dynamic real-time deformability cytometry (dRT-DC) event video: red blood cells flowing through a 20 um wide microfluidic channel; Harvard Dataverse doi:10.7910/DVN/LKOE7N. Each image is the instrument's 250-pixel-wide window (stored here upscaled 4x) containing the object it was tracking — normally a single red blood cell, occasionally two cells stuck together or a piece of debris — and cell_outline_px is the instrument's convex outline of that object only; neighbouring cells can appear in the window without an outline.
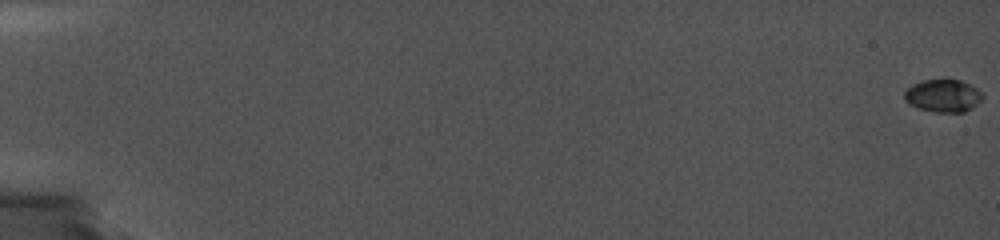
{"species": "common noctule bat (a hibernating species)", "species_latin": "Nyctalus noctula", "temperature_condition": "cold", "stored_images_in_passage": 43, "camera_frame_rate_fps": 5000, "um_per_image_px": 0.085, "animal": {"sex": "female", "body_mass_g": 19.0, "forearm_length_mm": 56.7}, "frame": {"image": 1, "passage_image": 1, "time_ms": 0.0, "image_size_px": [1000, 240], "cell_outline_px": [[984, 96], [976, 104], [964, 112], [936, 112], [920, 108], [904, 100], [904, 92], [912, 84], [924, 80], [944, 76], [960, 80], [976, 88]], "centroid_in_image_um": [80.15, 8.08], "position_along_channel_um": 4.9, "area_um2": 15.03}}
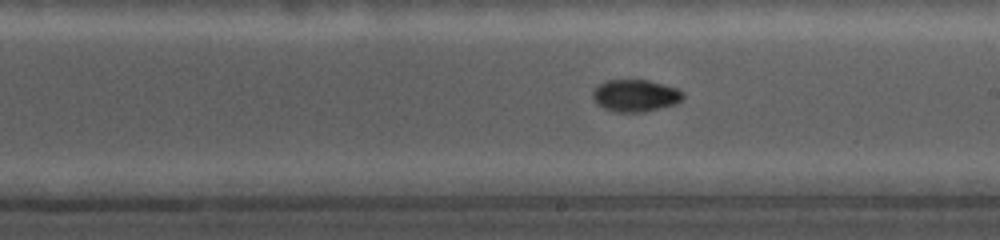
{"frame": {"image": 2, "passage_image": 29, "time_ms": 11.8, "image_size_px": [1000, 240], "cell_outline_px": [[684, 96], [676, 104], [644, 112], [616, 112], [604, 108], [596, 104], [592, 96], [592, 92], [604, 80], [648, 80], [664, 84], [676, 88], [684, 92]], "centroid_in_image_um": [54.0, 8.13], "position_along_channel_um": 235.0, "area_um2": 16.94}}
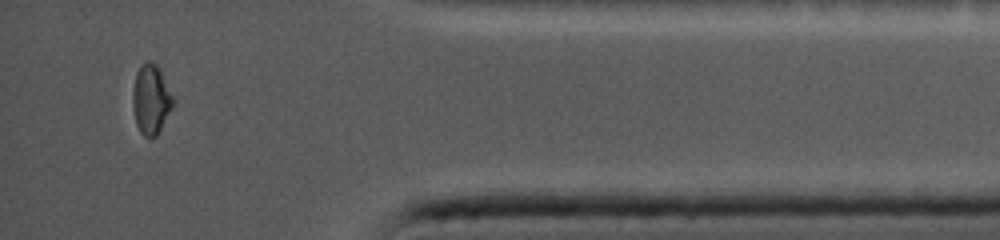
{"frame": {"image": 3, "passage_image": 42, "time_ms": 17.2, "image_size_px": [1000, 240], "cell_outline_px": [[172, 104], [156, 136], [144, 136], [140, 132], [136, 124], [132, 104], [132, 92], [136, 72], [140, 64], [148, 60], [156, 64], [160, 68], [172, 96]], "centroid_in_image_um": [12.78, 8.39], "position_along_channel_um": 422.4, "area_um2": 16.01}}